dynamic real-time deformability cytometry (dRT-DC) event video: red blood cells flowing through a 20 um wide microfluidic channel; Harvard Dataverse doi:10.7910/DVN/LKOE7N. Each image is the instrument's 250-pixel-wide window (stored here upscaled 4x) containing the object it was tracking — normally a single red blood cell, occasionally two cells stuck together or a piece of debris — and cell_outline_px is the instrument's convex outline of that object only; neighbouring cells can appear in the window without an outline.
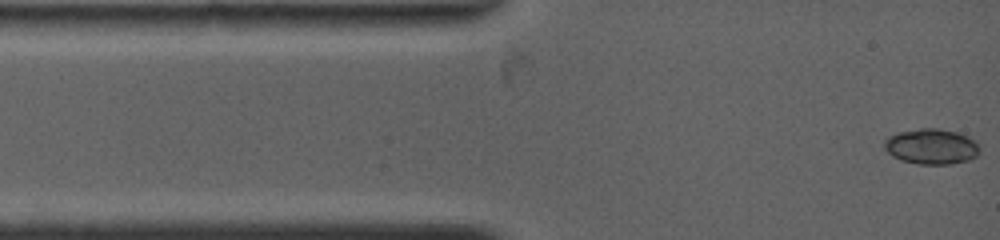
{"species": "common noctule bat (a hibernating species)", "species_latin": "Nyctalus noctula", "temperature_condition": "warm", "stored_images_in_passage": 103, "camera_frame_rate_fps": 4500, "um_per_image_px": 0.085, "animal": {"sex": "female", "body_mass_g": 19.0, "forearm_length_mm": 53.3}, "frame": {"image": 1, "passage_image": 1, "time_ms": 0.0, "image_size_px": [1000, 240], "cell_outline_px": [[980, 152], [976, 156], [968, 160], [948, 164], [920, 164], [900, 160], [892, 156], [884, 148], [884, 140], [888, 136], [896, 132], [920, 128], [936, 128], [956, 132], [968, 136], [976, 140], [980, 144]], "centroid_in_image_um": [79.17, 12.44], "position_along_channel_um": 5.8, "area_um2": 19.94}}
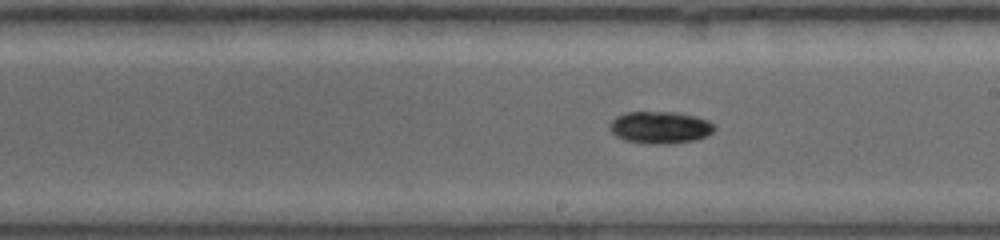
{"frame": {"image": 2, "passage_image": 45, "time_ms": 7.111, "image_size_px": [1000, 240], "cell_outline_px": [[716, 128], [712, 132], [704, 136], [692, 140], [668, 144], [648, 144], [624, 140], [616, 136], [608, 128], [608, 124], [616, 116], [624, 112], [680, 112], [696, 116], [708, 120]], "centroid_in_image_um": [56.06, 10.82], "position_along_channel_um": 232.9, "area_um2": 19.71}}
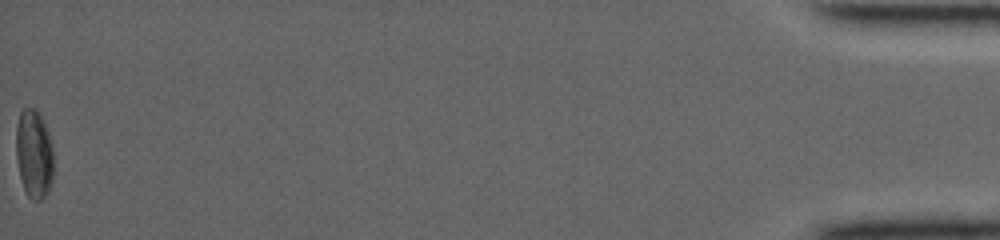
{"frame": {"image": 3, "passage_image": 103, "time_ms": 16.667, "image_size_px": [1000, 240], "cell_outline_px": [[52, 180], [44, 196], [40, 200], [36, 200], [28, 196], [24, 188], [20, 176], [16, 160], [16, 128], [20, 112], [24, 108], [36, 108], [44, 124], [52, 148]], "centroid_in_image_um": [2.86, 13.06], "position_along_channel_um": 432.3, "area_um2": 18.9}, "authors_computed_cell_mechanics": {"area_um2": 18.785, "velocity_mm_per_s": 3.8743, "shape_relaxation_time_tau1_ms": 5.6583, "shape_relaxation_time_tau2_ms": null, "deformation_change_tau1": 0.1544, "deformation_change_tau2": null}}